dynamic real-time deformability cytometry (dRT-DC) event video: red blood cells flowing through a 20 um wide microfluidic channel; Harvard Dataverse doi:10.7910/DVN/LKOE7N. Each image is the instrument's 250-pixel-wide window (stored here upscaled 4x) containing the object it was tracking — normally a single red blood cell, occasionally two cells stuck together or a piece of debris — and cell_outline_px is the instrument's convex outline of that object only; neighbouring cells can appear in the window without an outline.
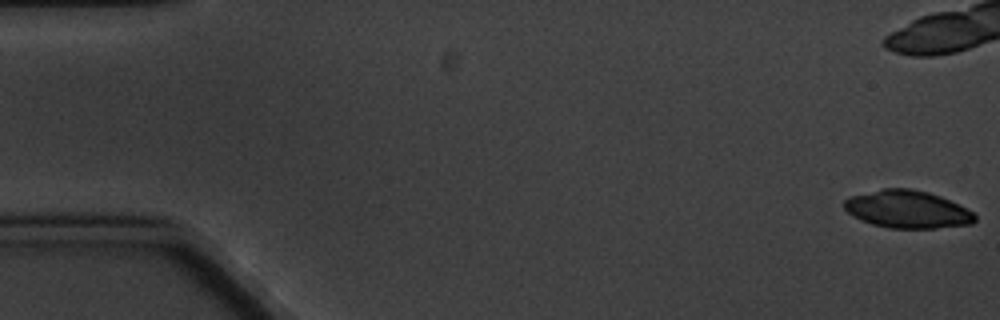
{"species": "common noctule bat (a hibernating species)", "species_latin": "Nyctalus noctula", "temperature_condition": "cold", "stored_images_in_passage": 8, "camera_frame_rate_fps": 3000, "um_per_image_px": 0.085, "animal": {"sex": "male", "body_mass_g": 20.1, "forearm_length_mm": 53.5}, "frame": {"image": 1, "passage_image": 1, "time_ms": 0.0, "image_size_px": [1000, 320], "cell_outline_px": [[976, 220], [972, 224], [936, 228], [888, 228], [872, 224], [860, 220], [852, 216], [844, 208], [844, 200], [852, 196], [884, 188], [912, 188], [928, 192], [940, 196], [972, 212], [976, 216]], "centroid_in_image_um": [77.11, 17.8], "position_along_channel_um": 7.9, "area_um2": 28.5}}